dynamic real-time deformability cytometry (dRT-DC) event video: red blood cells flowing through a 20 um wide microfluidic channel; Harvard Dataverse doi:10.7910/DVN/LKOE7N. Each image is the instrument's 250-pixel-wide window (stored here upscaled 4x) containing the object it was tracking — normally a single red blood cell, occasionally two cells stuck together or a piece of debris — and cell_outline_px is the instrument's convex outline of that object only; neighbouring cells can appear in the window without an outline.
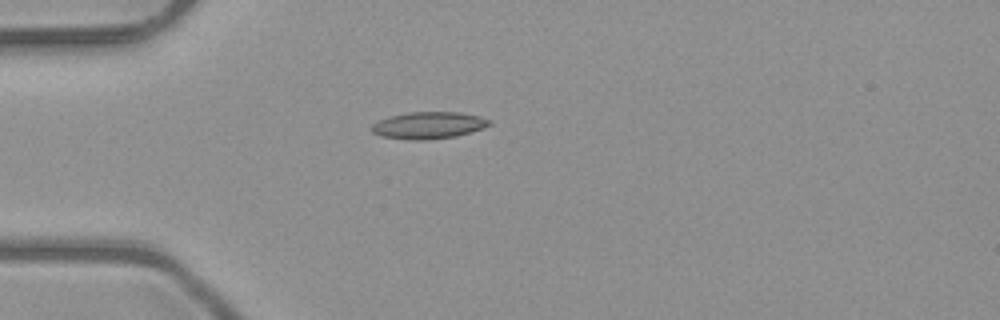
{"species": "common noctule bat (a hibernating species)", "species_latin": "Nyctalus noctula", "temperature_condition": "room temperature", "stored_images_in_passage": 30, "camera_frame_rate_fps": 3000, "um_per_image_px": 0.085, "animal": {"sex": "male", "body_mass_g": 23.1, "forearm_length_mm": 52.7}, "frame": {"image": 1, "passage_image": 1, "time_ms": 0.0, "image_size_px": [1000, 320], "cell_outline_px": [[492, 124], [484, 128], [456, 136], [428, 140], [412, 140], [384, 136], [372, 132], [372, 124], [376, 120], [408, 112], [460, 112], [480, 116], [492, 120]], "centroid_in_image_um": [36.47, 10.64], "position_along_channel_um": 48.5, "area_um2": 18.5}}
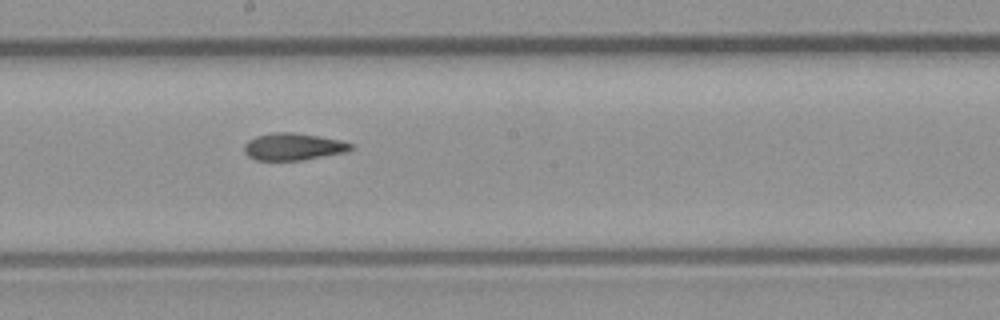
{"frame": {"image": 2, "passage_image": 15, "time_ms": 4.667, "image_size_px": [1000, 320], "cell_outline_px": [[352, 148], [348, 152], [304, 160], [256, 160], [248, 156], [244, 152], [244, 144], [248, 140], [256, 136], [272, 132], [292, 132], [320, 136], [340, 140], [352, 144]], "centroid_in_image_um": [24.92, 12.47], "position_along_channel_um": 223.3, "area_um2": 16.99}}
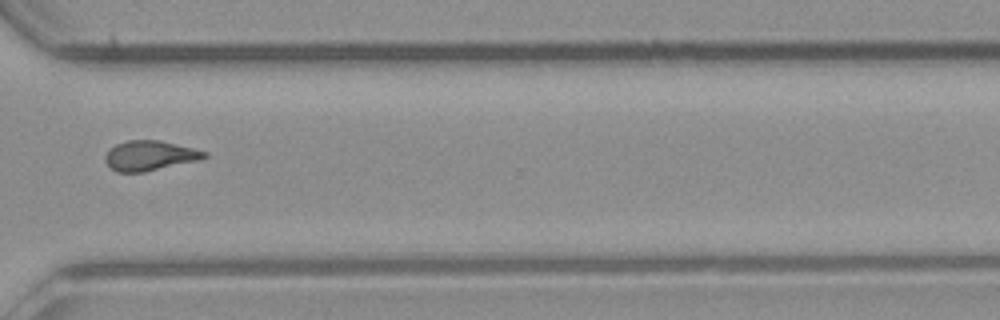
{"frame": {"image": 3, "passage_image": 25, "time_ms": 8.0, "image_size_px": [1000, 320], "cell_outline_px": [[208, 156], [200, 160], [144, 172], [116, 172], [104, 160], [104, 156], [116, 144], [128, 140], [160, 140], [208, 152]], "centroid_in_image_um": [12.75, 13.23], "position_along_channel_um": 357.9, "area_um2": 17.17}, "authors_computed_cell_mechanics": {"area_um2": 17.1666, "velocity_mm_per_s": 4.0491, "shape_relaxation_time_tau1_ms": null, "shape_relaxation_time_tau2_ms": 3.9137, "deformation_change_tau1": null, "deformation_change_tau2": 0.1199}}